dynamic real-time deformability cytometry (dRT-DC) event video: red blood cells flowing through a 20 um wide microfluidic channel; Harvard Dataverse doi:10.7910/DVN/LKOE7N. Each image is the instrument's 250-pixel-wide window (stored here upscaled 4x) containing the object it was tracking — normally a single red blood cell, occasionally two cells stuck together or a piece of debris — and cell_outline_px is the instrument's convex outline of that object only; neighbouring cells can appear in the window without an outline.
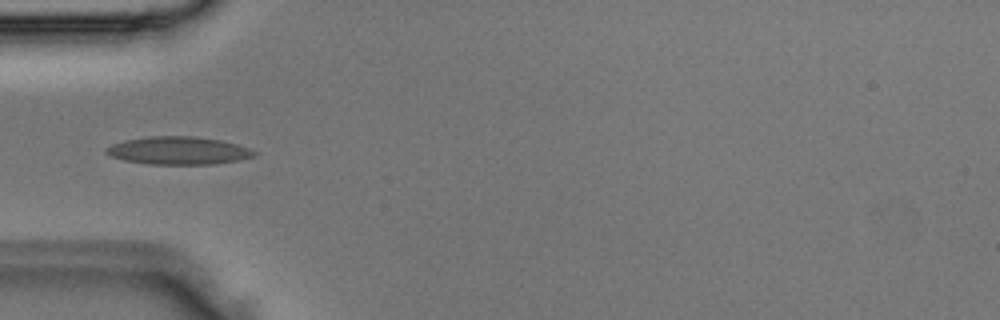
{"species": "Egyptian fruit bat (a non-hibernating species)", "species_latin": "Rousettus aegyptiacus", "temperature_condition": "room temperature", "stored_images_in_passage": 1, "camera_frame_rate_fps": 3000, "um_per_image_px": 0.085, "animal": {"sex": "male"}, "frame": {"image": 1, "passage_image": 1, "time_ms": 0.0, "image_size_px": [1000, 320], "cell_outline_px": [[260, 152], [256, 156], [240, 160], [216, 164], [148, 164], [124, 160], [112, 156], [104, 152], [104, 148], [112, 144], [124, 140], [148, 136], [196, 136], [220, 140], [236, 144]], "centroid_in_image_um": [15.19, 12.8], "position_along_channel_um": 69.8, "area_um2": 24.22}}